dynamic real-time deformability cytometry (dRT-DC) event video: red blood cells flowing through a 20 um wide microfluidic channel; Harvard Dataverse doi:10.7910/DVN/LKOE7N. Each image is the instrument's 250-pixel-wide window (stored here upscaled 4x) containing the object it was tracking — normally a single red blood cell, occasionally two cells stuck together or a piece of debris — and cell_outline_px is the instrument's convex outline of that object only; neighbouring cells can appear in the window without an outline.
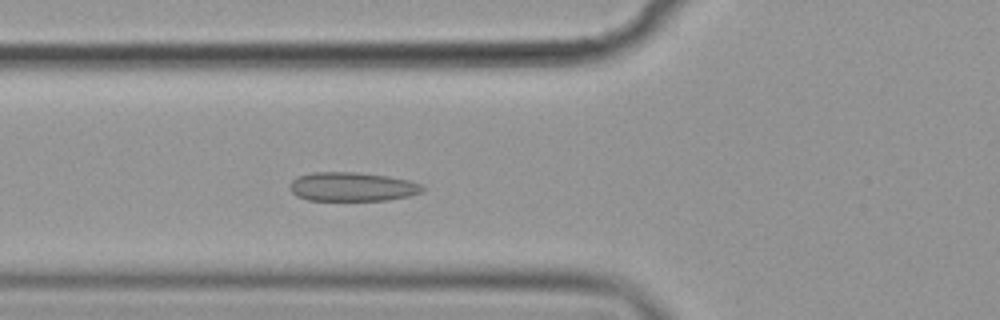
{"species": "common noctule bat (a hibernating species)", "species_latin": "Nyctalus noctula", "temperature_condition": "cold", "stored_images_in_passage": 43, "camera_frame_rate_fps": 3000, "um_per_image_px": 0.085, "animal": {"sex": "female", "body_mass_g": 19.9}, "frame": {"image": 1, "passage_image": 8, "time_ms": 2.333, "image_size_px": [1000, 320], "cell_outline_px": [[424, 188], [420, 192], [408, 196], [388, 200], [308, 200], [296, 196], [288, 188], [292, 180], [300, 176], [312, 172], [356, 172], [388, 176], [408, 180], [420, 184]], "centroid_in_image_um": [29.9, 15.87], "position_along_channel_um": 95.9, "area_um2": 22.31}}
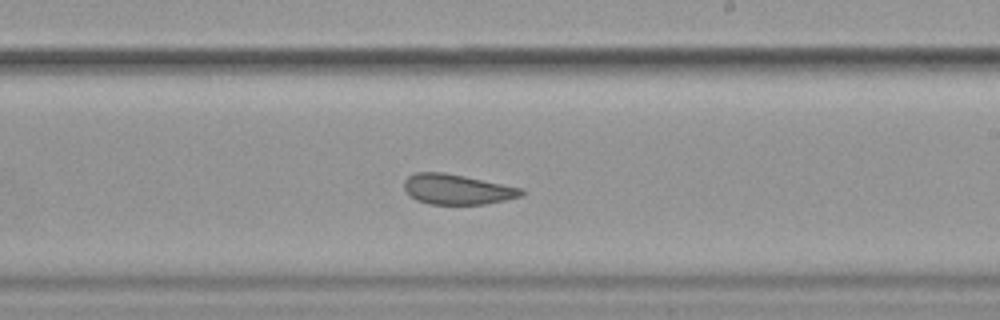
{"frame": {"image": 2, "passage_image": 21, "time_ms": 6.667, "image_size_px": [1000, 320], "cell_outline_px": [[524, 192], [520, 196], [504, 200], [484, 204], [428, 204], [416, 200], [404, 188], [404, 180], [408, 176], [416, 172], [444, 172], [524, 188]], "centroid_in_image_um": [38.85, 16.09], "position_along_channel_um": 250.2, "area_um2": 20.52}}
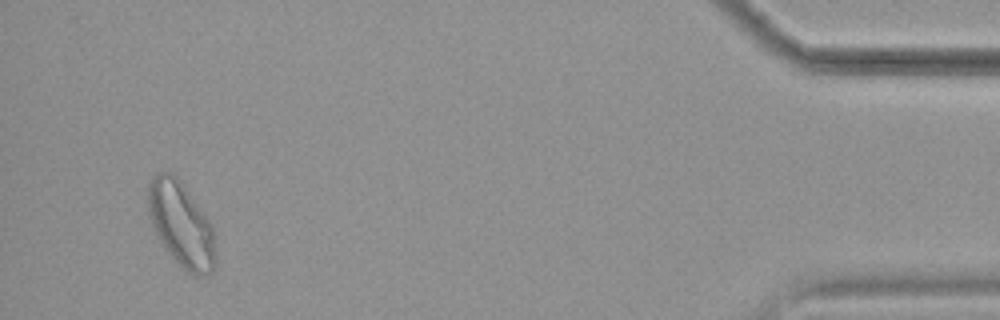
{"frame": {"image": 3, "passage_image": 41, "time_ms": 13.333, "image_size_px": [1000, 320], "cell_outline_px": [[216, 268], [208, 276], [196, 276], [188, 272], [164, 248], [152, 224], [148, 212], [148, 184], [152, 176], [160, 172], [172, 172], [176, 176], [212, 224], [216, 244]], "centroid_in_image_um": [15.43, 19.11], "position_along_channel_um": 419.8, "area_um2": 33.35}, "authors_computed_cell_mechanics": {"area_um2": 22.253, "velocity_mm_per_s": 3.5697, "shape_relaxation_time_tau1_ms": 7.7178, "shape_relaxation_time_tau2_ms": 1.4823, "deformation_change_tau1": 0.1336, "deformation_change_tau2": 0.055}}